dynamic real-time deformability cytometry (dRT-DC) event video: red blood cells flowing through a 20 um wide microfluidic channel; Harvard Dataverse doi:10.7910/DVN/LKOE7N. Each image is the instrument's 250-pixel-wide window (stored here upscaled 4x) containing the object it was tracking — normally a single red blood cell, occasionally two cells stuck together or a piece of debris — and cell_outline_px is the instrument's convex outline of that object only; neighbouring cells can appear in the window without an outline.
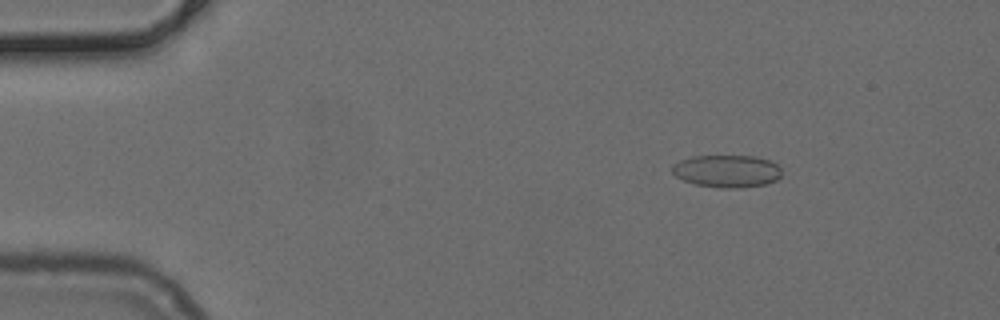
{"species": "common noctule bat (a hibernating species)", "species_latin": "Nyctalus noctula", "temperature_condition": "cold", "stored_images_in_passage": 49, "camera_frame_rate_fps": 3000, "um_per_image_px": 0.085, "animal": {"sex": "female", "body_mass_g": 24.6, "forearm_length_mm": 56.2}, "frame": {"image": 1, "passage_image": 4, "time_ms": 1.0, "image_size_px": [1000, 320], "cell_outline_px": [[780, 176], [776, 180], [764, 184], [740, 188], [720, 188], [696, 184], [684, 180], [676, 176], [672, 172], [672, 164], [680, 160], [692, 156], [756, 156], [768, 160], [776, 164], [780, 168]], "centroid_in_image_um": [61.76, 14.54], "position_along_channel_um": 23.2, "area_um2": 20.63}}
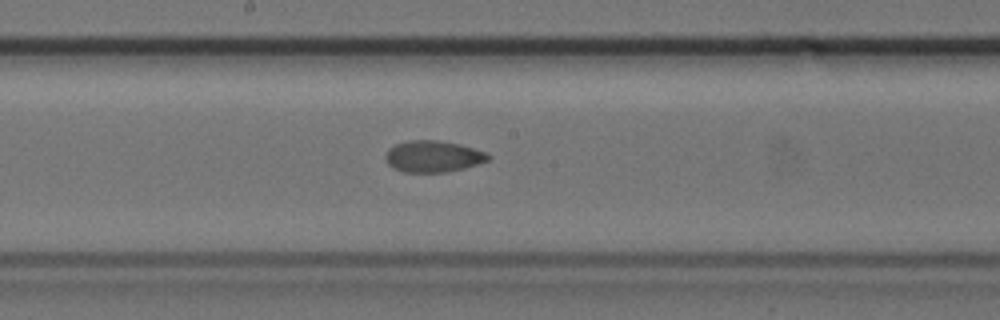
{"frame": {"image": 2, "passage_image": 24, "time_ms": 7.667, "image_size_px": [1000, 320], "cell_outline_px": [[492, 156], [488, 160], [464, 168], [444, 172], [404, 172], [392, 168], [388, 164], [384, 156], [388, 148], [396, 144], [408, 140], [436, 140], [460, 144], [488, 152]], "centroid_in_image_um": [36.8, 13.29], "position_along_channel_um": 211.4, "area_um2": 18.96}}
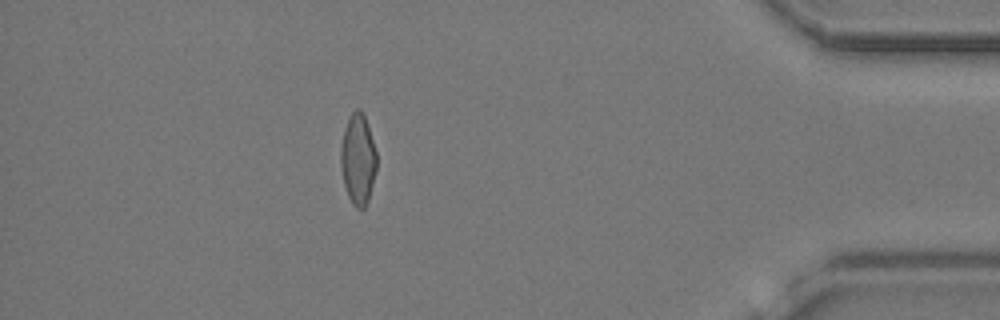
{"frame": {"image": 3, "passage_image": 42, "time_ms": 13.667, "image_size_px": [1000, 320], "cell_outline_px": [[376, 168], [368, 200], [364, 208], [356, 208], [352, 204], [348, 196], [344, 184], [340, 168], [340, 148], [344, 128], [352, 112], [356, 108], [360, 108], [364, 116], [376, 152]], "centroid_in_image_um": [30.4, 13.54], "position_along_channel_um": 404.8, "area_um2": 18.79}}